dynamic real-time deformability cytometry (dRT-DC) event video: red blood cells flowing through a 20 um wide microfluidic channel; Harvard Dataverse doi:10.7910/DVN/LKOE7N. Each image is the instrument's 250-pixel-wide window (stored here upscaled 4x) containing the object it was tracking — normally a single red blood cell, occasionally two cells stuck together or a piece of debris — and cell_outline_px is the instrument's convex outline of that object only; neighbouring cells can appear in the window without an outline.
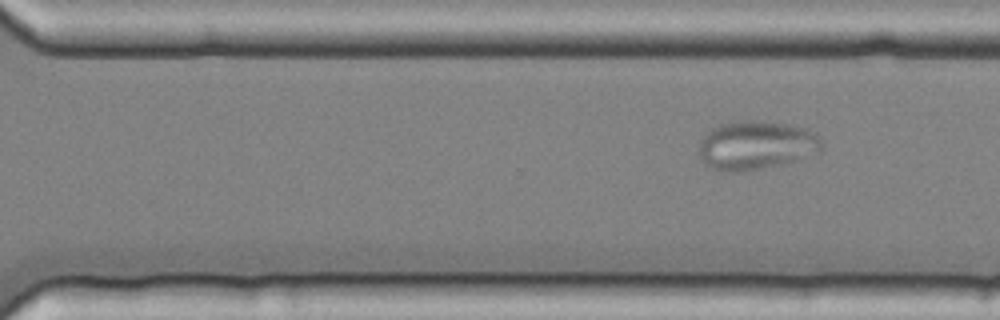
{"species": "common noctule bat (a hibernating species)", "species_latin": "Nyctalus noctula", "temperature_condition": "cold", "stored_images_in_passage": 10, "camera_frame_rate_fps": 3000, "um_per_image_px": 0.085, "animal": {"sex": "female", "body_mass_g": 25.1}, "frame": {"image": 1, "passage_image": 10, "time_ms": 3.0, "image_size_px": [1000, 320], "cell_outline_px": [[824, 144], [820, 152], [792, 160], [740, 172], [720, 172], [704, 164], [700, 160], [700, 140], [712, 128], [720, 124], [788, 124], [808, 128], [816, 132], [820, 136]], "centroid_in_image_um": [64.28, 12.39], "position_along_channel_um": 306.3, "area_um2": 33.7}}